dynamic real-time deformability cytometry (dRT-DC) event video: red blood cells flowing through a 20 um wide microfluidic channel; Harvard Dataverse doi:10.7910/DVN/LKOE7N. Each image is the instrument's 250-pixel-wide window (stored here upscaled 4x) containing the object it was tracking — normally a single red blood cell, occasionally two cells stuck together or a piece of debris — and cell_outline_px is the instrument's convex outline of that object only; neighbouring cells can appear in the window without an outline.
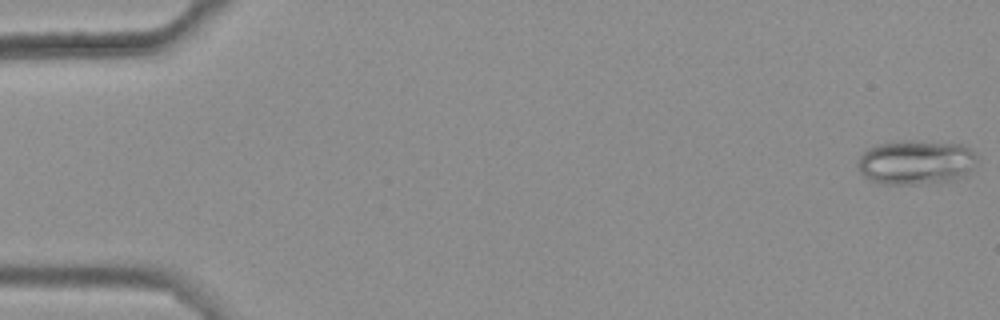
{"species": "common noctule bat (a hibernating species)", "species_latin": "Nyctalus noctula", "temperature_condition": "warm", "stored_images_in_passage": 13, "camera_frame_rate_fps": 3000, "um_per_image_px": 0.085, "animal": {"sex": "female", "body_mass_g": 25.1}, "frame": {"image": 1, "passage_image": 1, "time_ms": 0.0, "image_size_px": [1000, 320], "cell_outline_px": [[976, 160], [972, 168], [964, 176], [952, 180], [924, 184], [876, 184], [868, 180], [860, 172], [856, 164], [860, 156], [868, 148], [876, 144], [908, 140], [912, 140], [960, 144], [968, 148], [976, 156]], "centroid_in_image_um": [77.8, 13.8], "position_along_channel_um": 7.2, "area_um2": 31.1}}